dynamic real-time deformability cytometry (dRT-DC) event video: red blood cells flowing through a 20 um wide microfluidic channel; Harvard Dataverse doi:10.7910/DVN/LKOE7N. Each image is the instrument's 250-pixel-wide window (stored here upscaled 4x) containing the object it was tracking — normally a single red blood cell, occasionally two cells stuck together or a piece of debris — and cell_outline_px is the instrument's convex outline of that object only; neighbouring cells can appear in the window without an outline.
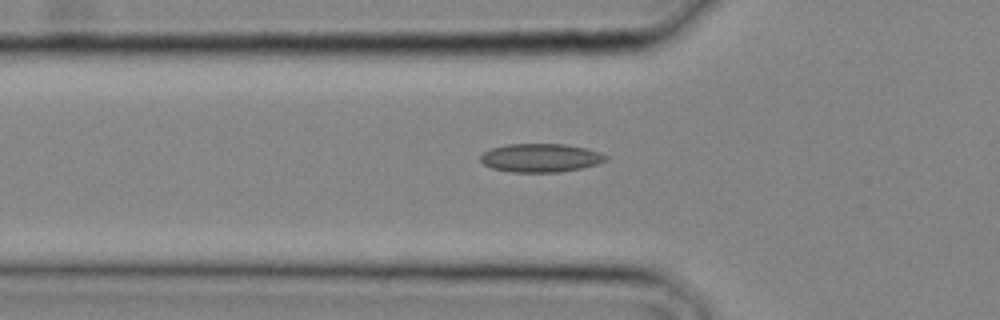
{"species": "common noctule bat (a hibernating species)", "species_latin": "Nyctalus noctula", "temperature_condition": "cold", "stored_images_in_passage": 28, "camera_frame_rate_fps": 3000, "um_per_image_px": 0.085, "animal": {"sex": "male", "body_mass_g": 20.4}, "frame": {"image": 1, "passage_image": 10, "time_ms": 3.0, "image_size_px": [1000, 320], "cell_outline_px": [[608, 160], [596, 164], [580, 168], [560, 172], [512, 172], [492, 168], [484, 164], [480, 160], [480, 156], [484, 152], [492, 148], [508, 144], [564, 144], [588, 148], [600, 152], [608, 156]], "centroid_in_image_um": [45.97, 13.41], "position_along_channel_um": 79.8, "area_um2": 20.81}}
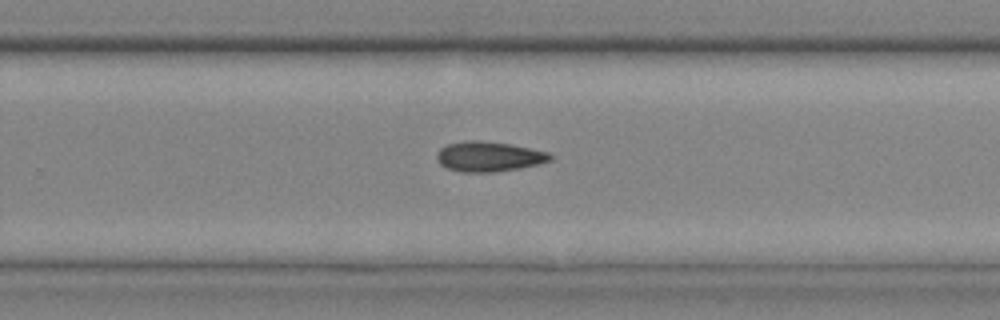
{"frame": {"image": 2, "passage_image": 19, "time_ms": 6.0, "image_size_px": [1000, 320], "cell_outline_px": [[552, 160], [540, 164], [520, 168], [496, 172], [460, 172], [448, 168], [440, 164], [436, 160], [436, 152], [440, 148], [448, 144], [464, 140], [480, 140], [508, 144], [548, 152], [552, 156]], "centroid_in_image_um": [41.52, 13.31], "position_along_channel_um": 288.3, "area_um2": 19.94}}
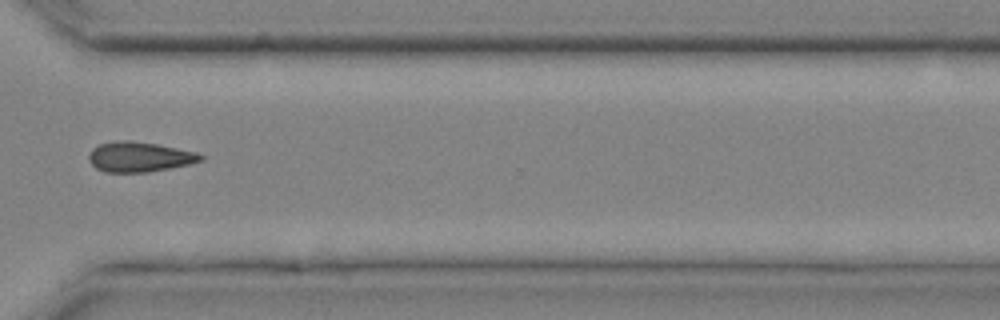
{"frame": {"image": 3, "passage_image": 22, "time_ms": 7.0, "image_size_px": [1000, 320], "cell_outline_px": [[204, 160], [192, 164], [148, 172], [104, 172], [96, 168], [88, 160], [88, 156], [92, 148], [100, 144], [116, 140], [128, 140], [156, 144], [196, 152], [204, 156]], "centroid_in_image_um": [11.85, 13.34], "position_along_channel_um": 358.7, "area_um2": 19.65}}